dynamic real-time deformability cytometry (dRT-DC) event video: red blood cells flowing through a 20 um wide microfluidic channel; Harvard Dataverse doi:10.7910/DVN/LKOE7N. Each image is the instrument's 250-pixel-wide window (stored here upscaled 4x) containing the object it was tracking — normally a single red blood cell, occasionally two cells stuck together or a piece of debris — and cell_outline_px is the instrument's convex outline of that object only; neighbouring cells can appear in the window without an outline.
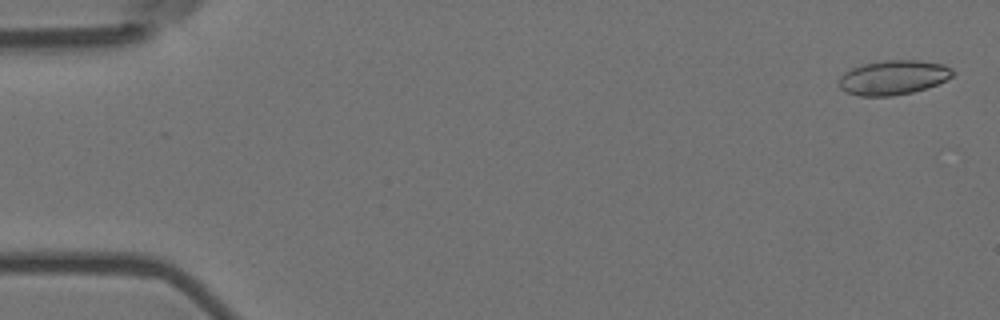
{"species": "Egyptian fruit bat (a non-hibernating species)", "species_latin": "Rousettus aegyptiacus", "temperature_condition": "room temperature", "stored_images_in_passage": 6, "camera_frame_rate_fps": 3000, "um_per_image_px": 0.085, "animal": {"sex": "female"}, "frame": {"image": 1, "passage_image": 1, "time_ms": 0.0, "image_size_px": [1000, 320], "cell_outline_px": [[956, 72], [952, 76], [936, 84], [912, 92], [892, 96], [860, 96], [848, 92], [840, 88], [840, 76], [844, 72], [852, 68], [864, 64], [884, 60], [920, 60], [944, 64], [952, 68]], "centroid_in_image_um": [75.95, 6.57], "position_along_channel_um": 9.1, "area_um2": 22.72}}
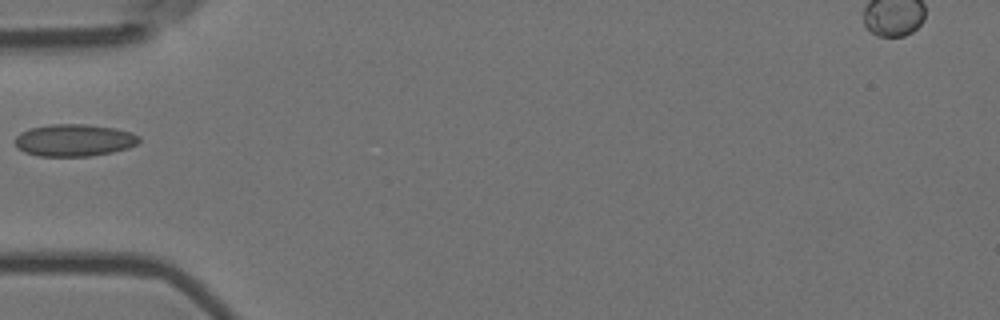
{"frame": {"image": 2, "passage_image": 5, "time_ms": 1.333, "image_size_px": [1000, 320], "cell_outline_px": [[140, 140], [136, 144], [128, 148], [112, 152], [88, 156], [40, 156], [24, 152], [16, 148], [12, 140], [20, 132], [28, 128], [48, 124], [84, 124], [116, 128], [132, 132], [140, 136]], "centroid_in_image_um": [6.26, 11.91], "position_along_channel_um": 78.7, "area_um2": 23.58}}
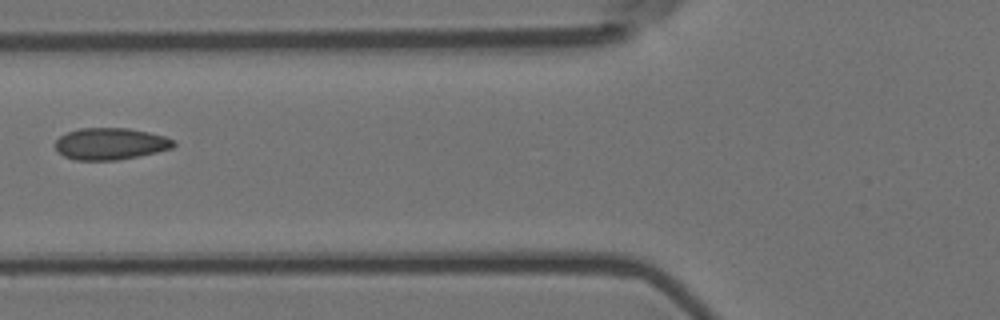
{"frame": {"image": 3, "passage_image": 6, "time_ms": 1.667, "image_size_px": [1000, 320], "cell_outline_px": [[176, 144], [172, 148], [140, 156], [116, 160], [76, 160], [64, 156], [56, 148], [56, 140], [60, 136], [68, 132], [80, 128], [128, 128], [148, 132], [164, 136], [176, 140]], "centroid_in_image_um": [9.42, 12.22], "position_along_channel_um": 116.4, "area_um2": 21.85}}